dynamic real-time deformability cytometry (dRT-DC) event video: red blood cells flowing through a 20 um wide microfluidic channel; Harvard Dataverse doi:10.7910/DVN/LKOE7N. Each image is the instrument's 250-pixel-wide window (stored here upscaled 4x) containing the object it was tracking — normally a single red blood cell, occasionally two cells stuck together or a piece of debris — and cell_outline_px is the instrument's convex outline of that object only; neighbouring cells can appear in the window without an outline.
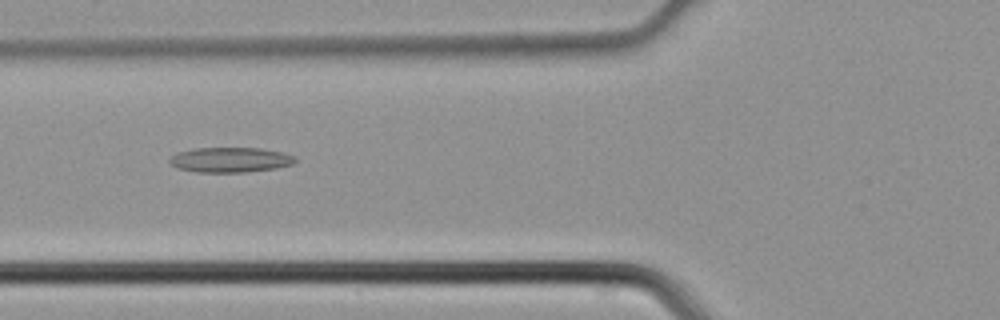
{"species": "common noctule bat (a hibernating species)", "species_latin": "Nyctalus noctula", "temperature_condition": "cold", "stored_images_in_passage": 29, "camera_frame_rate_fps": 3000, "um_per_image_px": 0.085, "animal": {"sex": "male", "body_mass_g": 21.5, "forearm_length_mm": 52.0}, "frame": {"image": 1, "passage_image": 3, "time_ms": 0.667, "image_size_px": [1000, 320], "cell_outline_px": [[296, 160], [292, 164], [276, 168], [244, 172], [196, 172], [176, 168], [168, 160], [176, 152], [192, 148], [260, 148], [284, 152], [296, 156]], "centroid_in_image_um": [19.56, 13.58], "position_along_channel_um": 106.2, "area_um2": 18.44}}
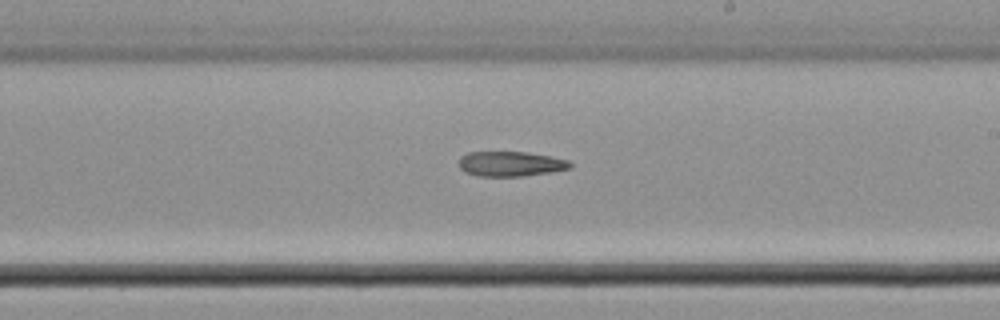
{"frame": {"image": 2, "passage_image": 12, "time_ms": 3.667, "image_size_px": [1000, 320], "cell_outline_px": [[572, 168], [548, 172], [520, 176], [480, 176], [464, 172], [460, 168], [460, 156], [468, 152], [528, 152], [552, 156], [568, 160], [572, 164]], "centroid_in_image_um": [43.4, 13.92], "position_along_channel_um": 245.6, "area_um2": 16.13}}
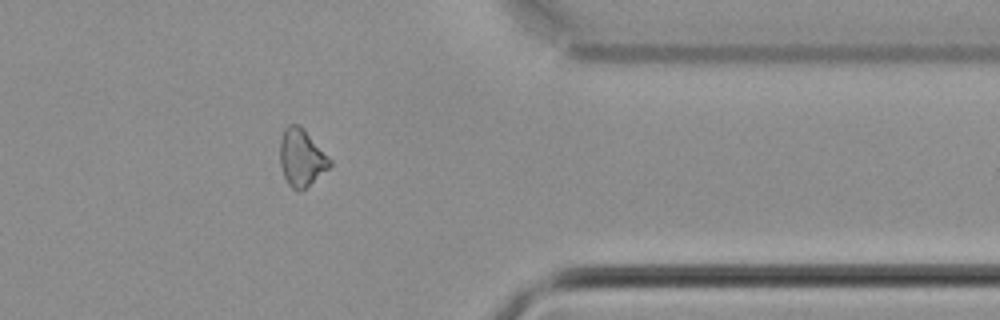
{"frame": {"image": 3, "passage_image": 22, "time_ms": 7.0, "image_size_px": [1000, 320], "cell_outline_px": [[332, 164], [328, 168], [304, 188], [292, 188], [288, 184], [284, 176], [280, 164], [280, 140], [284, 128], [288, 124], [296, 124], [304, 128], [332, 160]], "centroid_in_image_um": [25.61, 13.34], "position_along_channel_um": 385.8, "area_um2": 16.36}}